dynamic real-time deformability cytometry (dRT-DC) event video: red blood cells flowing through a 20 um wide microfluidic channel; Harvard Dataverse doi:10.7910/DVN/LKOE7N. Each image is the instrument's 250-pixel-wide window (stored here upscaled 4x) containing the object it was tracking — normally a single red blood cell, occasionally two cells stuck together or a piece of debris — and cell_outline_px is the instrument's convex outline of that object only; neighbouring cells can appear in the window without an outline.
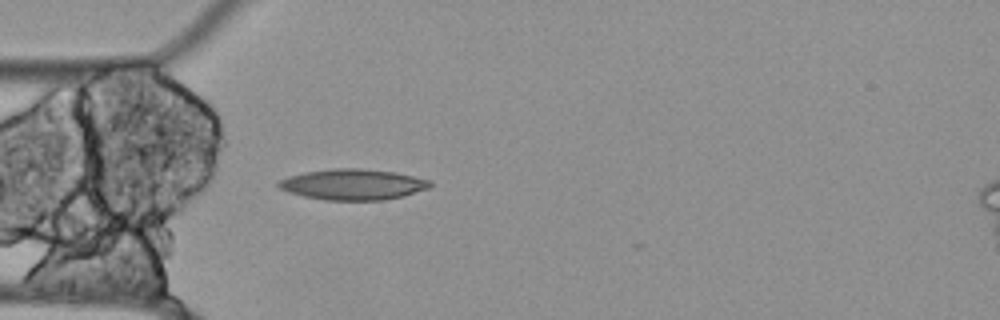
{"species": "Egyptian fruit bat (a non-hibernating species)", "species_latin": "Rousettus aegyptiacus", "temperature_condition": "cold", "stored_images_in_passage": 17, "camera_frame_rate_fps": 3000, "um_per_image_px": 0.085, "animal": {"sex": "female"}, "frame": {"image": 1, "passage_image": 16, "time_ms": 5.0, "image_size_px": [1000, 320], "cell_outline_px": [[432, 184], [428, 188], [404, 196], [384, 200], [324, 200], [304, 196], [288, 192], [280, 188], [276, 184], [280, 180], [288, 176], [304, 172], [332, 168], [360, 168], [396, 172], [432, 180]], "centroid_in_image_um": [30.01, 15.67], "position_along_channel_um": 55.0, "area_um2": 27.34}}